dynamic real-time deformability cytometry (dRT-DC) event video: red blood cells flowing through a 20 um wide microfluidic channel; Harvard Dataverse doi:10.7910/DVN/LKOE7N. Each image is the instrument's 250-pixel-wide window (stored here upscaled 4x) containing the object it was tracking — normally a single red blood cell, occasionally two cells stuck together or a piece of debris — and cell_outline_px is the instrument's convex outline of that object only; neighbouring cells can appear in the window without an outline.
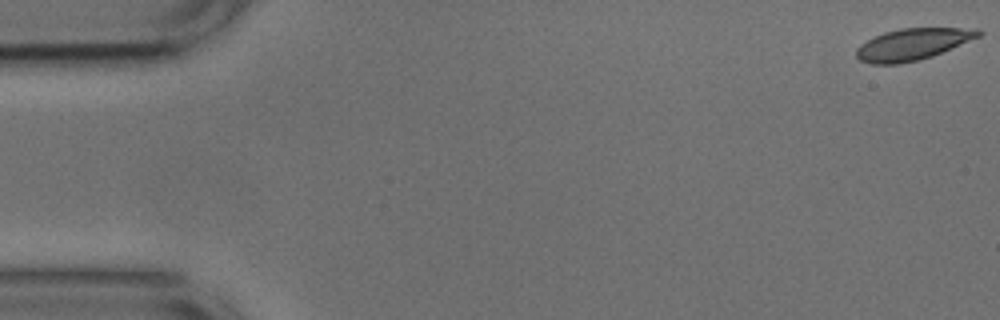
{"species": "common noctule bat (a hibernating species)", "species_latin": "Nyctalus noctula", "temperature_condition": "cold", "stored_images_in_passage": 54, "camera_frame_rate_fps": 3000, "um_per_image_px": 0.085, "animal": {"sex": "male", "body_mass_g": 17.9, "forearm_length_mm": 54.2}, "frame": {"image": 1, "passage_image": 1, "time_ms": 0.0, "image_size_px": [1000, 320], "cell_outline_px": [[984, 32], [980, 36], [932, 56], [916, 60], [896, 64], [872, 64], [860, 60], [856, 56], [856, 48], [860, 44], [884, 32], [900, 28], [980, 28]], "centroid_in_image_um": [77.58, 3.75], "position_along_channel_um": 7.4, "area_um2": 22.31}}
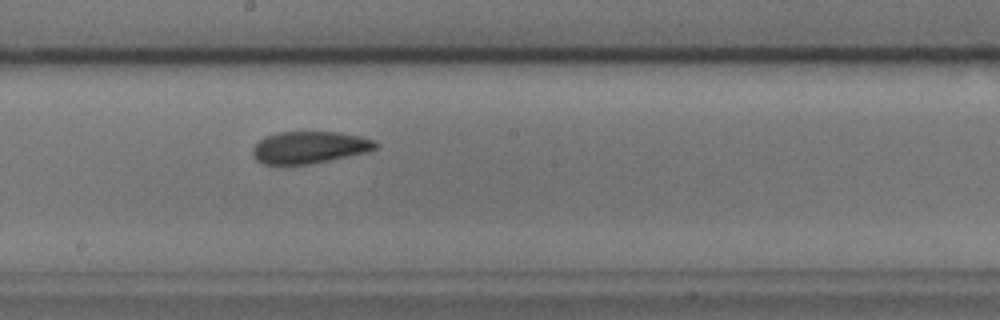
{"frame": {"image": 2, "passage_image": 29, "time_ms": 9.333, "image_size_px": [1000, 320], "cell_outline_px": [[380, 144], [376, 148], [368, 152], [308, 164], [264, 164], [256, 160], [252, 156], [252, 148], [264, 136], [280, 132], [336, 132], [360, 136], [372, 140]], "centroid_in_image_um": [26.28, 12.52], "position_along_channel_um": 221.9, "area_um2": 22.83}}
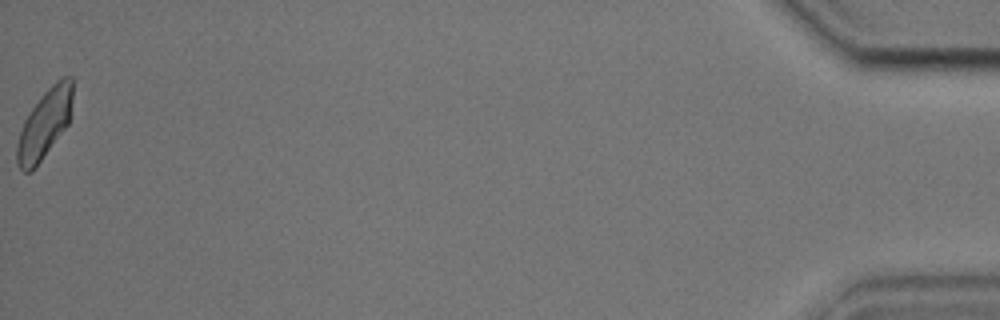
{"frame": {"image": 3, "passage_image": 54, "time_ms": 17.667, "image_size_px": [1000, 320], "cell_outline_px": [[72, 100], [68, 124], [32, 172], [24, 172], [16, 164], [16, 144], [24, 120], [32, 108], [44, 92], [60, 76], [72, 76]], "centroid_in_image_um": [3.77, 10.54], "position_along_channel_um": 431.4, "area_um2": 22.2}, "authors_computed_cell_mechanics": {"area_um2": 23.0044, "velocity_mm_per_s": 3.7119, "shape_relaxation_time_tau1_ms": 5.7446, "shape_relaxation_time_tau2_ms": 3.1579, "deformation_change_tau1": 0.1329, "deformation_change_tau2": 0.0871}}